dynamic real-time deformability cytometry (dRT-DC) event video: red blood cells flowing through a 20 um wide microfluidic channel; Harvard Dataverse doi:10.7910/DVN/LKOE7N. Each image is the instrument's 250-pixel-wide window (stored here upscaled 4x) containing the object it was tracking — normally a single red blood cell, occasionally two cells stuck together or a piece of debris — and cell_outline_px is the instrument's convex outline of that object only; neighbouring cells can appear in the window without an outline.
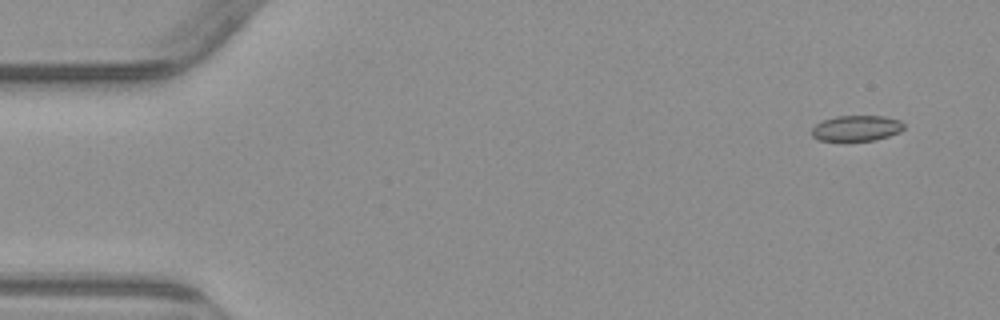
{"species": "common noctule bat (a hibernating species)", "species_latin": "Nyctalus noctula", "temperature_condition": "warm", "stored_images_in_passage": 6, "camera_frame_rate_fps": 3000, "um_per_image_px": 0.085, "animal": {"sex": "male", "body_mass_g": 23.1, "forearm_length_mm": 52.7}, "frame": {"image": 1, "passage_image": 1, "time_ms": 0.0, "image_size_px": [1000, 320], "cell_outline_px": [[904, 128], [900, 132], [876, 140], [820, 140], [812, 136], [812, 128], [816, 124], [824, 120], [836, 116], [884, 116], [900, 120], [904, 124]], "centroid_in_image_um": [72.83, 10.89], "position_along_channel_um": 12.2, "area_um2": 13.64}}
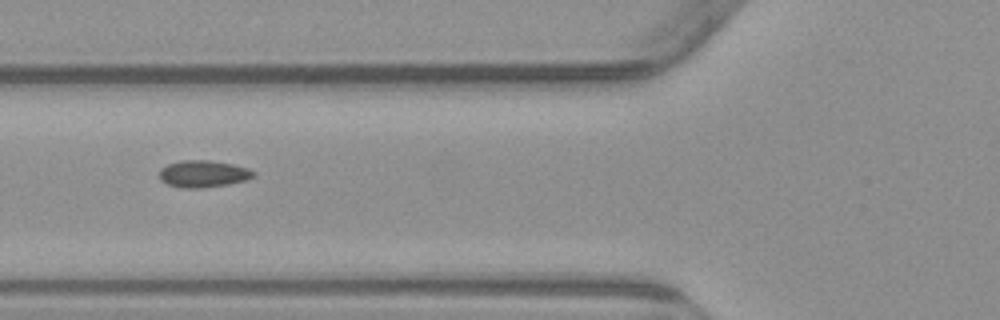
{"frame": {"image": 2, "passage_image": 5, "time_ms": 5.667, "image_size_px": [1000, 320], "cell_outline_px": [[256, 176], [248, 180], [228, 184], [200, 188], [184, 188], [168, 184], [160, 180], [160, 168], [168, 164], [180, 160], [208, 160], [232, 164], [248, 168], [256, 172]], "centroid_in_image_um": [17.3, 14.77], "position_along_channel_um": 108.5, "area_um2": 14.85}}
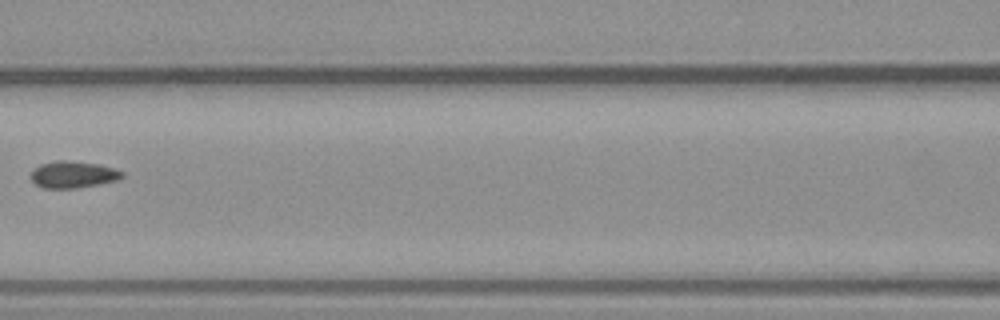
{"frame": {"image": 3, "passage_image": 6, "time_ms": 7.0, "image_size_px": [1000, 320], "cell_outline_px": [[124, 176], [120, 180], [100, 184], [76, 188], [44, 188], [36, 184], [28, 176], [40, 164], [56, 160], [64, 160], [100, 164], [124, 172]], "centroid_in_image_um": [6.23, 14.84], "position_along_channel_um": 160.4, "area_um2": 14.33}}